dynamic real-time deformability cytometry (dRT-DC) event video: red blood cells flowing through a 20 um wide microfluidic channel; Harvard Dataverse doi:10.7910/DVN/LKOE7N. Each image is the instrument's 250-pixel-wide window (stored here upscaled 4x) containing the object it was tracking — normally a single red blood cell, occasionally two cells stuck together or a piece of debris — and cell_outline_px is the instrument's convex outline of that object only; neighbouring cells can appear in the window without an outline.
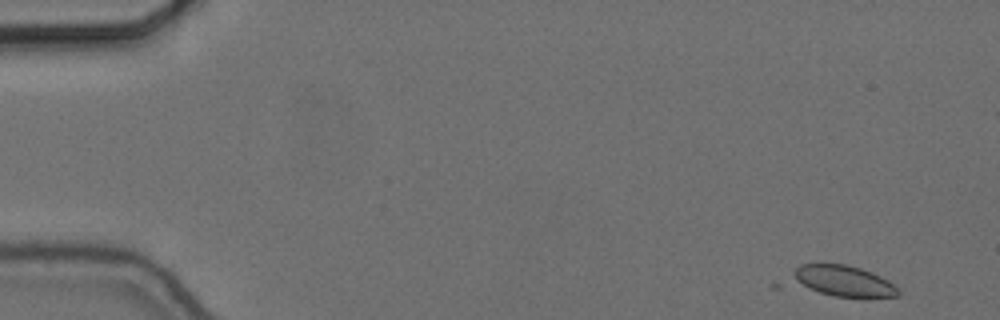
{"species": "common noctule bat (a hibernating species)", "species_latin": "Nyctalus noctula", "temperature_condition": "cold", "stored_images_in_passage": 6, "camera_frame_rate_fps": 3000, "um_per_image_px": 0.085, "animal": {"sex": "female", "body_mass_g": 24.6, "forearm_length_mm": 56.2}, "frame": {"image": 1, "passage_image": 1, "time_ms": 0.0, "image_size_px": [1000, 320], "cell_outline_px": [[900, 296], [872, 300], [860, 300], [772, 288], [772, 284], [800, 264], [844, 264], [860, 268], [872, 272], [888, 280], [900, 292]], "centroid_in_image_um": [71.16, 23.98], "position_along_channel_um": 13.8, "area_um2": 23.0}}